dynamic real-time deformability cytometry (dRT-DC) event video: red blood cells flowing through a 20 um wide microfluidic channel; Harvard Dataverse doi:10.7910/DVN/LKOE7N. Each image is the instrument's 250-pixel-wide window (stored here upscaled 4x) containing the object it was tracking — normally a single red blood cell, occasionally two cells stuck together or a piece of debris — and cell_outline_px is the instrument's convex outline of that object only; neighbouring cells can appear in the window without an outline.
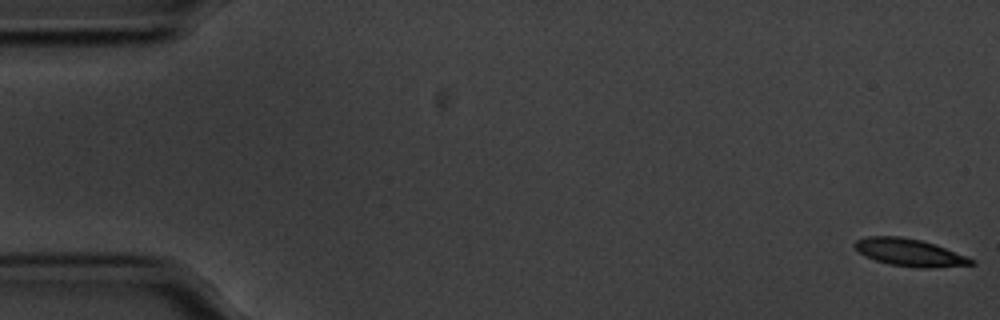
{"species": "common noctule bat (a hibernating species)", "species_latin": "Nyctalus noctula", "temperature_condition": "cold", "stored_images_in_passage": 57, "camera_frame_rate_fps": 3000, "um_per_image_px": 0.085, "animal": {"sex": "male", "body_mass_g": 20.1, "forearm_length_mm": 53.5}, "frame": {"image": 1, "passage_image": 1, "time_ms": 0.0, "image_size_px": [1000, 320], "cell_outline_px": [[976, 264], [928, 268], [916, 268], [888, 264], [864, 256], [852, 244], [856, 240], [868, 236], [900, 236], [920, 240], [936, 244], [976, 260]], "centroid_in_image_um": [77.32, 21.46], "position_along_channel_um": 7.7, "area_um2": 18.67}}
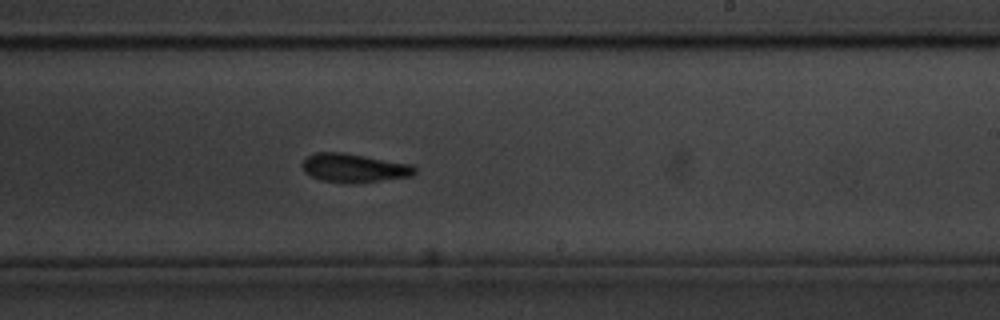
{"frame": {"image": 2, "passage_image": 34, "time_ms": 11.0, "image_size_px": [1000, 320], "cell_outline_px": [[416, 172], [412, 176], [352, 184], [320, 180], [304, 172], [300, 164], [308, 156], [316, 152], [344, 152], [412, 164], [416, 168]], "centroid_in_image_um": [30.09, 14.27], "position_along_channel_um": 258.9, "area_um2": 19.02}}
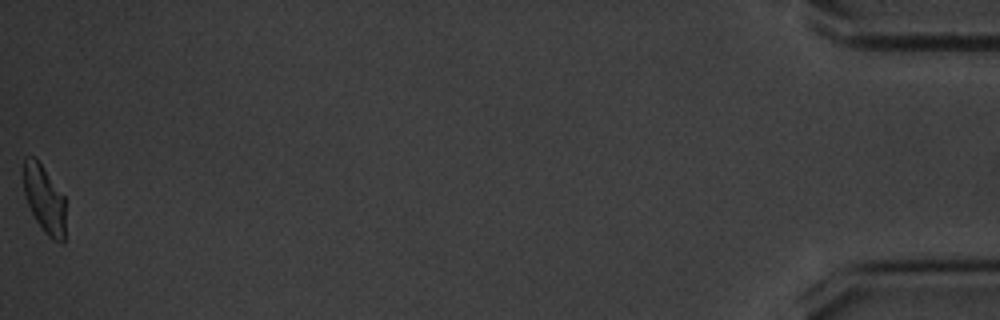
{"frame": {"image": 3, "passage_image": 57, "time_ms": 18.667, "image_size_px": [1000, 320], "cell_outline_px": [[64, 244], [60, 244], [52, 240], [44, 232], [36, 220], [28, 204], [24, 192], [20, 172], [24, 156], [36, 156], [64, 196]], "centroid_in_image_um": [3.71, 16.86], "position_along_channel_um": 431.5, "area_um2": 17.11}, "authors_computed_cell_mechanics": {"area_um2": 18.6694, "velocity_mm_per_s": 3.5222, "shape_relaxation_time_tau1_ms": 2.2207, "shape_relaxation_time_tau2_ms": null, "deformation_change_tau1": 0.1177, "deformation_change_tau2": null}}